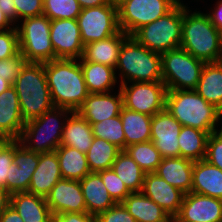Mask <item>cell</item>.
Returning <instances> with one entry per match:
<instances>
[{
	"instance_id": "33",
	"label": "cell",
	"mask_w": 222,
	"mask_h": 222,
	"mask_svg": "<svg viewBox=\"0 0 222 222\" xmlns=\"http://www.w3.org/2000/svg\"><path fill=\"white\" fill-rule=\"evenodd\" d=\"M112 169L115 171L120 180H122L128 190L141 192L145 177V172L139 165L128 155L125 150H121L113 162Z\"/></svg>"
},
{
	"instance_id": "58",
	"label": "cell",
	"mask_w": 222,
	"mask_h": 222,
	"mask_svg": "<svg viewBox=\"0 0 222 222\" xmlns=\"http://www.w3.org/2000/svg\"><path fill=\"white\" fill-rule=\"evenodd\" d=\"M220 45H221V61H222V32L220 33Z\"/></svg>"
},
{
	"instance_id": "53",
	"label": "cell",
	"mask_w": 222,
	"mask_h": 222,
	"mask_svg": "<svg viewBox=\"0 0 222 222\" xmlns=\"http://www.w3.org/2000/svg\"><path fill=\"white\" fill-rule=\"evenodd\" d=\"M12 25V22L9 20V18L0 10V31H5L8 29H12L13 27H10Z\"/></svg>"
},
{
	"instance_id": "29",
	"label": "cell",
	"mask_w": 222,
	"mask_h": 222,
	"mask_svg": "<svg viewBox=\"0 0 222 222\" xmlns=\"http://www.w3.org/2000/svg\"><path fill=\"white\" fill-rule=\"evenodd\" d=\"M120 117L125 135V148L135 143L150 141L152 116L122 107Z\"/></svg>"
},
{
	"instance_id": "23",
	"label": "cell",
	"mask_w": 222,
	"mask_h": 222,
	"mask_svg": "<svg viewBox=\"0 0 222 222\" xmlns=\"http://www.w3.org/2000/svg\"><path fill=\"white\" fill-rule=\"evenodd\" d=\"M191 192L222 200V170L205 159L195 161Z\"/></svg>"
},
{
	"instance_id": "22",
	"label": "cell",
	"mask_w": 222,
	"mask_h": 222,
	"mask_svg": "<svg viewBox=\"0 0 222 222\" xmlns=\"http://www.w3.org/2000/svg\"><path fill=\"white\" fill-rule=\"evenodd\" d=\"M194 162L183 157L162 158L155 173L167 183L187 194L192 189Z\"/></svg>"
},
{
	"instance_id": "47",
	"label": "cell",
	"mask_w": 222,
	"mask_h": 222,
	"mask_svg": "<svg viewBox=\"0 0 222 222\" xmlns=\"http://www.w3.org/2000/svg\"><path fill=\"white\" fill-rule=\"evenodd\" d=\"M50 222H97L96 215L83 213L52 214Z\"/></svg>"
},
{
	"instance_id": "13",
	"label": "cell",
	"mask_w": 222,
	"mask_h": 222,
	"mask_svg": "<svg viewBox=\"0 0 222 222\" xmlns=\"http://www.w3.org/2000/svg\"><path fill=\"white\" fill-rule=\"evenodd\" d=\"M50 39L55 59H77L83 54L84 45L77 19L51 20Z\"/></svg>"
},
{
	"instance_id": "45",
	"label": "cell",
	"mask_w": 222,
	"mask_h": 222,
	"mask_svg": "<svg viewBox=\"0 0 222 222\" xmlns=\"http://www.w3.org/2000/svg\"><path fill=\"white\" fill-rule=\"evenodd\" d=\"M97 222H136L122 203L96 215Z\"/></svg>"
},
{
	"instance_id": "27",
	"label": "cell",
	"mask_w": 222,
	"mask_h": 222,
	"mask_svg": "<svg viewBox=\"0 0 222 222\" xmlns=\"http://www.w3.org/2000/svg\"><path fill=\"white\" fill-rule=\"evenodd\" d=\"M195 91L222 112V61L204 64Z\"/></svg>"
},
{
	"instance_id": "24",
	"label": "cell",
	"mask_w": 222,
	"mask_h": 222,
	"mask_svg": "<svg viewBox=\"0 0 222 222\" xmlns=\"http://www.w3.org/2000/svg\"><path fill=\"white\" fill-rule=\"evenodd\" d=\"M80 186L88 213L97 215L116 204L97 172H90L81 179Z\"/></svg>"
},
{
	"instance_id": "26",
	"label": "cell",
	"mask_w": 222,
	"mask_h": 222,
	"mask_svg": "<svg viewBox=\"0 0 222 222\" xmlns=\"http://www.w3.org/2000/svg\"><path fill=\"white\" fill-rule=\"evenodd\" d=\"M94 135L91 124L76 111L70 113L65 120L61 145L73 147L87 153L93 142Z\"/></svg>"
},
{
	"instance_id": "46",
	"label": "cell",
	"mask_w": 222,
	"mask_h": 222,
	"mask_svg": "<svg viewBox=\"0 0 222 222\" xmlns=\"http://www.w3.org/2000/svg\"><path fill=\"white\" fill-rule=\"evenodd\" d=\"M14 2L17 21L43 15V0H14Z\"/></svg>"
},
{
	"instance_id": "21",
	"label": "cell",
	"mask_w": 222,
	"mask_h": 222,
	"mask_svg": "<svg viewBox=\"0 0 222 222\" xmlns=\"http://www.w3.org/2000/svg\"><path fill=\"white\" fill-rule=\"evenodd\" d=\"M128 37L126 33L119 30L106 39L88 43L84 45L83 54L79 61L101 63L115 69L123 42Z\"/></svg>"
},
{
	"instance_id": "2",
	"label": "cell",
	"mask_w": 222,
	"mask_h": 222,
	"mask_svg": "<svg viewBox=\"0 0 222 222\" xmlns=\"http://www.w3.org/2000/svg\"><path fill=\"white\" fill-rule=\"evenodd\" d=\"M166 109L182 125L211 134L220 122L221 111L195 90H167Z\"/></svg>"
},
{
	"instance_id": "31",
	"label": "cell",
	"mask_w": 222,
	"mask_h": 222,
	"mask_svg": "<svg viewBox=\"0 0 222 222\" xmlns=\"http://www.w3.org/2000/svg\"><path fill=\"white\" fill-rule=\"evenodd\" d=\"M62 179L80 181L90 173L86 154L76 148L60 145L56 150Z\"/></svg>"
},
{
	"instance_id": "11",
	"label": "cell",
	"mask_w": 222,
	"mask_h": 222,
	"mask_svg": "<svg viewBox=\"0 0 222 222\" xmlns=\"http://www.w3.org/2000/svg\"><path fill=\"white\" fill-rule=\"evenodd\" d=\"M128 83L120 85L124 108L149 116L165 108L167 89L163 81Z\"/></svg>"
},
{
	"instance_id": "36",
	"label": "cell",
	"mask_w": 222,
	"mask_h": 222,
	"mask_svg": "<svg viewBox=\"0 0 222 222\" xmlns=\"http://www.w3.org/2000/svg\"><path fill=\"white\" fill-rule=\"evenodd\" d=\"M91 127L94 137L113 143L121 150L125 149V135L120 115L92 123Z\"/></svg>"
},
{
	"instance_id": "44",
	"label": "cell",
	"mask_w": 222,
	"mask_h": 222,
	"mask_svg": "<svg viewBox=\"0 0 222 222\" xmlns=\"http://www.w3.org/2000/svg\"><path fill=\"white\" fill-rule=\"evenodd\" d=\"M19 52L18 31L14 27L0 31V60L15 56Z\"/></svg>"
},
{
	"instance_id": "40",
	"label": "cell",
	"mask_w": 222,
	"mask_h": 222,
	"mask_svg": "<svg viewBox=\"0 0 222 222\" xmlns=\"http://www.w3.org/2000/svg\"><path fill=\"white\" fill-rule=\"evenodd\" d=\"M26 63V58L20 51L15 56L0 60V79H5L13 85Z\"/></svg>"
},
{
	"instance_id": "9",
	"label": "cell",
	"mask_w": 222,
	"mask_h": 222,
	"mask_svg": "<svg viewBox=\"0 0 222 222\" xmlns=\"http://www.w3.org/2000/svg\"><path fill=\"white\" fill-rule=\"evenodd\" d=\"M18 31L19 51L27 62L45 63L54 60L50 39L51 20L46 15L21 20Z\"/></svg>"
},
{
	"instance_id": "41",
	"label": "cell",
	"mask_w": 222,
	"mask_h": 222,
	"mask_svg": "<svg viewBox=\"0 0 222 222\" xmlns=\"http://www.w3.org/2000/svg\"><path fill=\"white\" fill-rule=\"evenodd\" d=\"M15 140H7L0 148V187L7 190V177L14 163Z\"/></svg>"
},
{
	"instance_id": "16",
	"label": "cell",
	"mask_w": 222,
	"mask_h": 222,
	"mask_svg": "<svg viewBox=\"0 0 222 222\" xmlns=\"http://www.w3.org/2000/svg\"><path fill=\"white\" fill-rule=\"evenodd\" d=\"M176 216L184 222H222V200L187 193Z\"/></svg>"
},
{
	"instance_id": "1",
	"label": "cell",
	"mask_w": 222,
	"mask_h": 222,
	"mask_svg": "<svg viewBox=\"0 0 222 222\" xmlns=\"http://www.w3.org/2000/svg\"><path fill=\"white\" fill-rule=\"evenodd\" d=\"M44 68L54 107L76 111L89 95L80 62L55 59L45 62Z\"/></svg>"
},
{
	"instance_id": "48",
	"label": "cell",
	"mask_w": 222,
	"mask_h": 222,
	"mask_svg": "<svg viewBox=\"0 0 222 222\" xmlns=\"http://www.w3.org/2000/svg\"><path fill=\"white\" fill-rule=\"evenodd\" d=\"M0 10H2L12 23L17 22V11L14 0H0Z\"/></svg>"
},
{
	"instance_id": "52",
	"label": "cell",
	"mask_w": 222,
	"mask_h": 222,
	"mask_svg": "<svg viewBox=\"0 0 222 222\" xmlns=\"http://www.w3.org/2000/svg\"><path fill=\"white\" fill-rule=\"evenodd\" d=\"M77 1L79 2V5L82 9L108 4L106 0H77Z\"/></svg>"
},
{
	"instance_id": "18",
	"label": "cell",
	"mask_w": 222,
	"mask_h": 222,
	"mask_svg": "<svg viewBox=\"0 0 222 222\" xmlns=\"http://www.w3.org/2000/svg\"><path fill=\"white\" fill-rule=\"evenodd\" d=\"M123 96L120 88L117 95L107 93H89L76 112L90 124L120 115Z\"/></svg>"
},
{
	"instance_id": "5",
	"label": "cell",
	"mask_w": 222,
	"mask_h": 222,
	"mask_svg": "<svg viewBox=\"0 0 222 222\" xmlns=\"http://www.w3.org/2000/svg\"><path fill=\"white\" fill-rule=\"evenodd\" d=\"M117 69L121 74L120 84L162 81L161 54L149 50L133 36L123 42Z\"/></svg>"
},
{
	"instance_id": "32",
	"label": "cell",
	"mask_w": 222,
	"mask_h": 222,
	"mask_svg": "<svg viewBox=\"0 0 222 222\" xmlns=\"http://www.w3.org/2000/svg\"><path fill=\"white\" fill-rule=\"evenodd\" d=\"M209 134L189 126H182L178 136L180 157L193 162L203 160L206 155V144Z\"/></svg>"
},
{
	"instance_id": "50",
	"label": "cell",
	"mask_w": 222,
	"mask_h": 222,
	"mask_svg": "<svg viewBox=\"0 0 222 222\" xmlns=\"http://www.w3.org/2000/svg\"><path fill=\"white\" fill-rule=\"evenodd\" d=\"M0 222H24L19 214L9 206L0 216Z\"/></svg>"
},
{
	"instance_id": "37",
	"label": "cell",
	"mask_w": 222,
	"mask_h": 222,
	"mask_svg": "<svg viewBox=\"0 0 222 222\" xmlns=\"http://www.w3.org/2000/svg\"><path fill=\"white\" fill-rule=\"evenodd\" d=\"M81 9L77 0H43V15L50 20L77 19Z\"/></svg>"
},
{
	"instance_id": "10",
	"label": "cell",
	"mask_w": 222,
	"mask_h": 222,
	"mask_svg": "<svg viewBox=\"0 0 222 222\" xmlns=\"http://www.w3.org/2000/svg\"><path fill=\"white\" fill-rule=\"evenodd\" d=\"M175 0H124L117 6L119 29L132 36L142 26L170 12Z\"/></svg>"
},
{
	"instance_id": "35",
	"label": "cell",
	"mask_w": 222,
	"mask_h": 222,
	"mask_svg": "<svg viewBox=\"0 0 222 222\" xmlns=\"http://www.w3.org/2000/svg\"><path fill=\"white\" fill-rule=\"evenodd\" d=\"M145 173L156 172L162 156L152 141L135 143L124 149Z\"/></svg>"
},
{
	"instance_id": "38",
	"label": "cell",
	"mask_w": 222,
	"mask_h": 222,
	"mask_svg": "<svg viewBox=\"0 0 222 222\" xmlns=\"http://www.w3.org/2000/svg\"><path fill=\"white\" fill-rule=\"evenodd\" d=\"M97 173L101 176L106 189L116 203H122L131 193L113 169L102 170Z\"/></svg>"
},
{
	"instance_id": "39",
	"label": "cell",
	"mask_w": 222,
	"mask_h": 222,
	"mask_svg": "<svg viewBox=\"0 0 222 222\" xmlns=\"http://www.w3.org/2000/svg\"><path fill=\"white\" fill-rule=\"evenodd\" d=\"M9 177H7V191L10 194L17 192H28L29 184L34 171H25L12 163Z\"/></svg>"
},
{
	"instance_id": "43",
	"label": "cell",
	"mask_w": 222,
	"mask_h": 222,
	"mask_svg": "<svg viewBox=\"0 0 222 222\" xmlns=\"http://www.w3.org/2000/svg\"><path fill=\"white\" fill-rule=\"evenodd\" d=\"M204 159L222 170V131L209 134Z\"/></svg>"
},
{
	"instance_id": "3",
	"label": "cell",
	"mask_w": 222,
	"mask_h": 222,
	"mask_svg": "<svg viewBox=\"0 0 222 222\" xmlns=\"http://www.w3.org/2000/svg\"><path fill=\"white\" fill-rule=\"evenodd\" d=\"M184 5L180 48L205 63L221 61L220 32L207 13L193 12Z\"/></svg>"
},
{
	"instance_id": "17",
	"label": "cell",
	"mask_w": 222,
	"mask_h": 222,
	"mask_svg": "<svg viewBox=\"0 0 222 222\" xmlns=\"http://www.w3.org/2000/svg\"><path fill=\"white\" fill-rule=\"evenodd\" d=\"M141 192L158 204L170 217L179 213L185 195L155 172L145 173Z\"/></svg>"
},
{
	"instance_id": "14",
	"label": "cell",
	"mask_w": 222,
	"mask_h": 222,
	"mask_svg": "<svg viewBox=\"0 0 222 222\" xmlns=\"http://www.w3.org/2000/svg\"><path fill=\"white\" fill-rule=\"evenodd\" d=\"M182 125L166 107L152 116L151 139L162 158L180 157L178 136Z\"/></svg>"
},
{
	"instance_id": "4",
	"label": "cell",
	"mask_w": 222,
	"mask_h": 222,
	"mask_svg": "<svg viewBox=\"0 0 222 222\" xmlns=\"http://www.w3.org/2000/svg\"><path fill=\"white\" fill-rule=\"evenodd\" d=\"M24 122L40 117L54 107L44 63L27 62L13 84Z\"/></svg>"
},
{
	"instance_id": "30",
	"label": "cell",
	"mask_w": 222,
	"mask_h": 222,
	"mask_svg": "<svg viewBox=\"0 0 222 222\" xmlns=\"http://www.w3.org/2000/svg\"><path fill=\"white\" fill-rule=\"evenodd\" d=\"M89 93H107L117 82L116 70L101 63L79 61Z\"/></svg>"
},
{
	"instance_id": "12",
	"label": "cell",
	"mask_w": 222,
	"mask_h": 222,
	"mask_svg": "<svg viewBox=\"0 0 222 222\" xmlns=\"http://www.w3.org/2000/svg\"><path fill=\"white\" fill-rule=\"evenodd\" d=\"M77 22L83 45L106 39L120 30L117 6L110 3L81 9Z\"/></svg>"
},
{
	"instance_id": "57",
	"label": "cell",
	"mask_w": 222,
	"mask_h": 222,
	"mask_svg": "<svg viewBox=\"0 0 222 222\" xmlns=\"http://www.w3.org/2000/svg\"><path fill=\"white\" fill-rule=\"evenodd\" d=\"M172 222H184L180 220L177 216H172Z\"/></svg>"
},
{
	"instance_id": "15",
	"label": "cell",
	"mask_w": 222,
	"mask_h": 222,
	"mask_svg": "<svg viewBox=\"0 0 222 222\" xmlns=\"http://www.w3.org/2000/svg\"><path fill=\"white\" fill-rule=\"evenodd\" d=\"M51 214L87 212L80 181L61 179L46 197Z\"/></svg>"
},
{
	"instance_id": "6",
	"label": "cell",
	"mask_w": 222,
	"mask_h": 222,
	"mask_svg": "<svg viewBox=\"0 0 222 222\" xmlns=\"http://www.w3.org/2000/svg\"><path fill=\"white\" fill-rule=\"evenodd\" d=\"M71 112L66 108L53 107L40 117L25 122L19 139L20 142L33 152L46 153L55 151L61 145L65 125L64 120L68 118L67 115ZM59 118L64 119L61 122Z\"/></svg>"
},
{
	"instance_id": "49",
	"label": "cell",
	"mask_w": 222,
	"mask_h": 222,
	"mask_svg": "<svg viewBox=\"0 0 222 222\" xmlns=\"http://www.w3.org/2000/svg\"><path fill=\"white\" fill-rule=\"evenodd\" d=\"M217 5L214 10H212V13H208L207 15L210 18V21L212 24L218 29V31L222 32V0L216 3Z\"/></svg>"
},
{
	"instance_id": "7",
	"label": "cell",
	"mask_w": 222,
	"mask_h": 222,
	"mask_svg": "<svg viewBox=\"0 0 222 222\" xmlns=\"http://www.w3.org/2000/svg\"><path fill=\"white\" fill-rule=\"evenodd\" d=\"M184 4L178 3L170 12L142 26L132 36L153 52L162 54L180 48Z\"/></svg>"
},
{
	"instance_id": "54",
	"label": "cell",
	"mask_w": 222,
	"mask_h": 222,
	"mask_svg": "<svg viewBox=\"0 0 222 222\" xmlns=\"http://www.w3.org/2000/svg\"><path fill=\"white\" fill-rule=\"evenodd\" d=\"M11 86L12 84L7 82L5 79H0V94Z\"/></svg>"
},
{
	"instance_id": "28",
	"label": "cell",
	"mask_w": 222,
	"mask_h": 222,
	"mask_svg": "<svg viewBox=\"0 0 222 222\" xmlns=\"http://www.w3.org/2000/svg\"><path fill=\"white\" fill-rule=\"evenodd\" d=\"M136 222H168L170 216L142 192L130 193L122 202Z\"/></svg>"
},
{
	"instance_id": "25",
	"label": "cell",
	"mask_w": 222,
	"mask_h": 222,
	"mask_svg": "<svg viewBox=\"0 0 222 222\" xmlns=\"http://www.w3.org/2000/svg\"><path fill=\"white\" fill-rule=\"evenodd\" d=\"M10 206L24 222H50L51 211L46 198L29 193L17 192L10 196Z\"/></svg>"
},
{
	"instance_id": "19",
	"label": "cell",
	"mask_w": 222,
	"mask_h": 222,
	"mask_svg": "<svg viewBox=\"0 0 222 222\" xmlns=\"http://www.w3.org/2000/svg\"><path fill=\"white\" fill-rule=\"evenodd\" d=\"M62 179L56 151L38 153V166L32 174L28 192L46 198Z\"/></svg>"
},
{
	"instance_id": "51",
	"label": "cell",
	"mask_w": 222,
	"mask_h": 222,
	"mask_svg": "<svg viewBox=\"0 0 222 222\" xmlns=\"http://www.w3.org/2000/svg\"><path fill=\"white\" fill-rule=\"evenodd\" d=\"M10 196L7 190L0 187V216L10 206Z\"/></svg>"
},
{
	"instance_id": "56",
	"label": "cell",
	"mask_w": 222,
	"mask_h": 222,
	"mask_svg": "<svg viewBox=\"0 0 222 222\" xmlns=\"http://www.w3.org/2000/svg\"><path fill=\"white\" fill-rule=\"evenodd\" d=\"M8 139L3 136V135H0V148L2 147V145L7 141Z\"/></svg>"
},
{
	"instance_id": "20",
	"label": "cell",
	"mask_w": 222,
	"mask_h": 222,
	"mask_svg": "<svg viewBox=\"0 0 222 222\" xmlns=\"http://www.w3.org/2000/svg\"><path fill=\"white\" fill-rule=\"evenodd\" d=\"M24 125L19 98L12 85L0 94V135L9 140L20 139Z\"/></svg>"
},
{
	"instance_id": "34",
	"label": "cell",
	"mask_w": 222,
	"mask_h": 222,
	"mask_svg": "<svg viewBox=\"0 0 222 222\" xmlns=\"http://www.w3.org/2000/svg\"><path fill=\"white\" fill-rule=\"evenodd\" d=\"M121 151L113 143L94 137L91 147L86 153L90 172L112 169L113 162Z\"/></svg>"
},
{
	"instance_id": "42",
	"label": "cell",
	"mask_w": 222,
	"mask_h": 222,
	"mask_svg": "<svg viewBox=\"0 0 222 222\" xmlns=\"http://www.w3.org/2000/svg\"><path fill=\"white\" fill-rule=\"evenodd\" d=\"M14 163L25 171H35L38 166V153L28 150L19 139H15Z\"/></svg>"
},
{
	"instance_id": "8",
	"label": "cell",
	"mask_w": 222,
	"mask_h": 222,
	"mask_svg": "<svg viewBox=\"0 0 222 222\" xmlns=\"http://www.w3.org/2000/svg\"><path fill=\"white\" fill-rule=\"evenodd\" d=\"M204 64L182 48L162 53V81L166 89L195 90Z\"/></svg>"
},
{
	"instance_id": "55",
	"label": "cell",
	"mask_w": 222,
	"mask_h": 222,
	"mask_svg": "<svg viewBox=\"0 0 222 222\" xmlns=\"http://www.w3.org/2000/svg\"><path fill=\"white\" fill-rule=\"evenodd\" d=\"M106 1L110 4H114V5L118 6L124 0H106Z\"/></svg>"
}]
</instances>
